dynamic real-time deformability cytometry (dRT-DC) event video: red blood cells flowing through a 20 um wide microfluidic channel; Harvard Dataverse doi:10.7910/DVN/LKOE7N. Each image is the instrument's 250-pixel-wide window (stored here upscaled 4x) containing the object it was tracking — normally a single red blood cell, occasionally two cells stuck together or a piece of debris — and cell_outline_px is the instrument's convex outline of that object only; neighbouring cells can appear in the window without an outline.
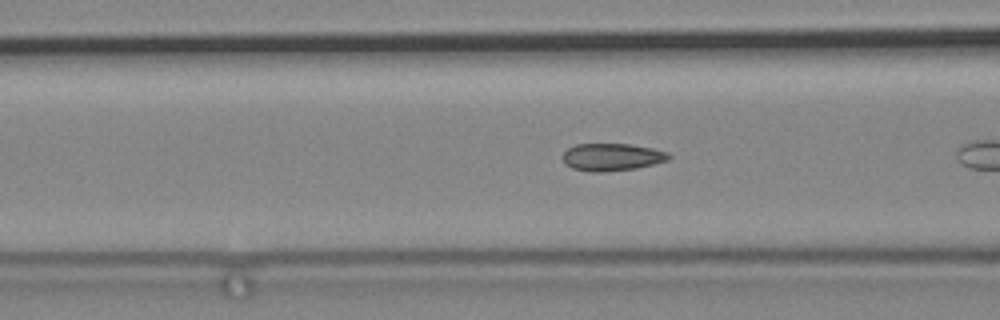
{"species": "common noctule bat (a hibernating species)", "species_latin": "Nyctalus noctula", "temperature_condition": "cold", "stored_images_in_passage": 5, "camera_frame_rate_fps": 3000, "um_per_image_px": 0.085, "animal": {"sex": "male", "body_mass_g": 19.2, "forearm_length_mm": 51.8}, "frame": {"image": 1, "passage_image": 3, "time_ms": 0.667, "image_size_px": [1000, 320], "cell_outline_px": [[672, 156], [668, 160], [636, 168], [600, 172], [592, 172], [572, 168], [564, 164], [564, 152], [568, 148], [576, 144], [628, 144], [652, 148], [668, 152]], "centroid_in_image_um": [52.01, 13.34], "position_along_channel_um": 114.6, "area_um2": 16.82}}